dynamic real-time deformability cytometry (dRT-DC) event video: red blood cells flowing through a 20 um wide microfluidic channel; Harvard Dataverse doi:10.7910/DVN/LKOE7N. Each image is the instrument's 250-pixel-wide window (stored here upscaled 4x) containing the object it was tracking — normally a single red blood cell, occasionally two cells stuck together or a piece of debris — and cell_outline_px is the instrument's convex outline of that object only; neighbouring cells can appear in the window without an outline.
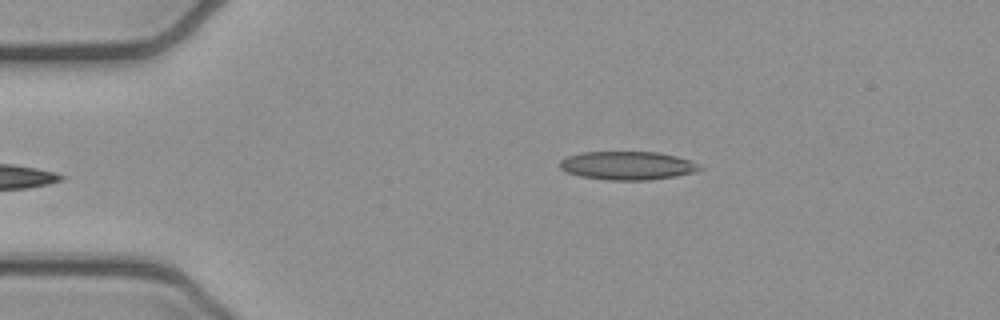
{"species": "common noctule bat (a hibernating species)", "species_latin": "Nyctalus noctula", "temperature_condition": "cold", "stored_images_in_passage": 36, "camera_frame_rate_fps": 3000, "um_per_image_px": 0.085, "animal": {"sex": "female", "body_mass_g": 21.9}, "frame": {"image": 1, "passage_image": 1, "time_ms": 0.0, "image_size_px": [1000, 320], "cell_outline_px": [[704, 168], [692, 172], [676, 176], [648, 180], [608, 180], [580, 176], [568, 172], [560, 168], [560, 160], [568, 156], [580, 152], [656, 152], [676, 156], [688, 160]], "centroid_in_image_um": [53.3, 14.07], "position_along_channel_um": 31.7, "area_um2": 22.95}}
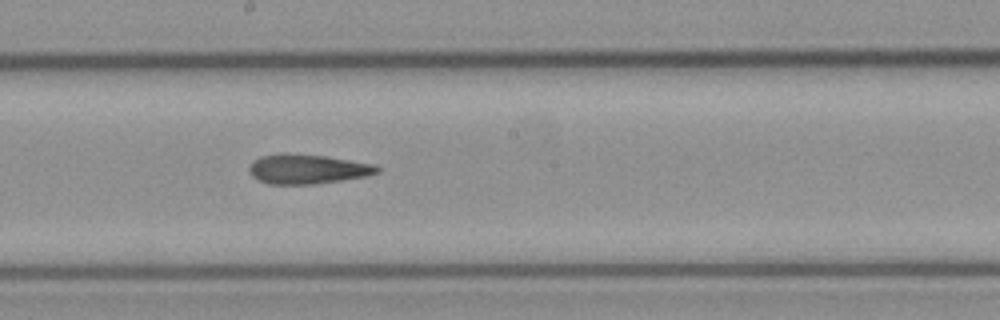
{"frame": {"image": 2, "passage_image": 19, "time_ms": 6.0, "image_size_px": [1000, 320], "cell_outline_px": [[384, 168], [380, 172], [368, 176], [316, 184], [268, 184], [252, 176], [248, 168], [252, 160], [260, 156], [280, 152], [288, 152], [324, 156], [376, 164]], "centroid_in_image_um": [26.16, 14.35], "position_along_channel_um": 222.0, "area_um2": 22.54}}
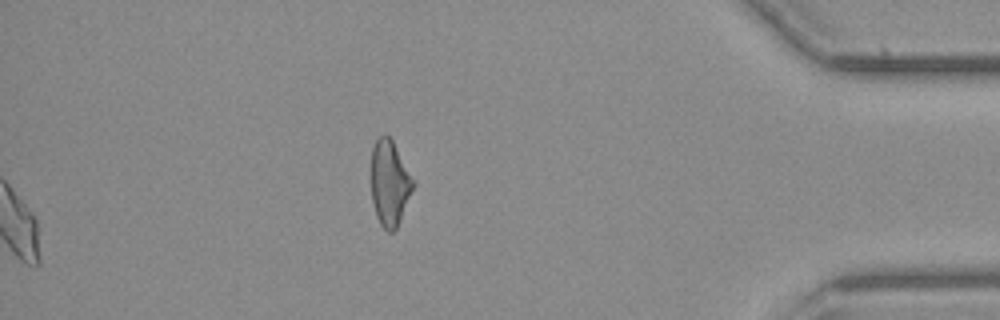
{"frame": {"image": 3, "passage_image": 36, "time_ms": 11.667, "image_size_px": [1000, 320], "cell_outline_px": [[416, 184], [400, 220], [396, 228], [392, 232], [388, 232], [380, 224], [376, 216], [372, 200], [372, 148], [376, 140], [384, 132], [392, 140]], "centroid_in_image_um": [33.13, 15.57], "position_along_channel_um": 402.1, "area_um2": 20.75}, "authors_computed_cell_mechanics": {"area_um2": 22.4264, "velocity_mm_per_s": 3.9504, "shape_relaxation_time_tau1_ms": null, "shape_relaxation_time_tau2_ms": 4.9818, "deformation_change_tau1": null, "deformation_change_tau2": 0.1693}}